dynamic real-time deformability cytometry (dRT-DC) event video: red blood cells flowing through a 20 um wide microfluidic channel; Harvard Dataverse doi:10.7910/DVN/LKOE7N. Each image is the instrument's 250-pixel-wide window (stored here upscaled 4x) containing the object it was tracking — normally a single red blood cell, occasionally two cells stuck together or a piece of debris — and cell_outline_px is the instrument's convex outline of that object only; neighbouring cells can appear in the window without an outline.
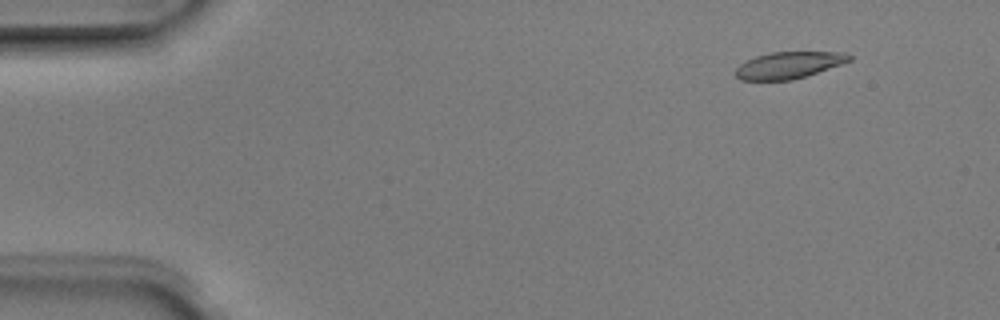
{"species": "Egyptian fruit bat (a non-hibernating species)", "species_latin": "Rousettus aegyptiacus", "temperature_condition": "room temperature", "stored_images_in_passage": 5, "camera_frame_rate_fps": 3000, "um_per_image_px": 0.085, "animal": {"sex": "male"}, "frame": {"image": 1, "passage_image": 2, "time_ms": 0.333, "image_size_px": [1000, 320], "cell_outline_px": [[852, 60], [792, 80], [740, 80], [736, 76], [736, 68], [740, 64], [756, 56], [772, 52], [844, 52], [852, 56]], "centroid_in_image_um": [67.03, 5.53], "position_along_channel_um": 18.0, "area_um2": 17.4}}
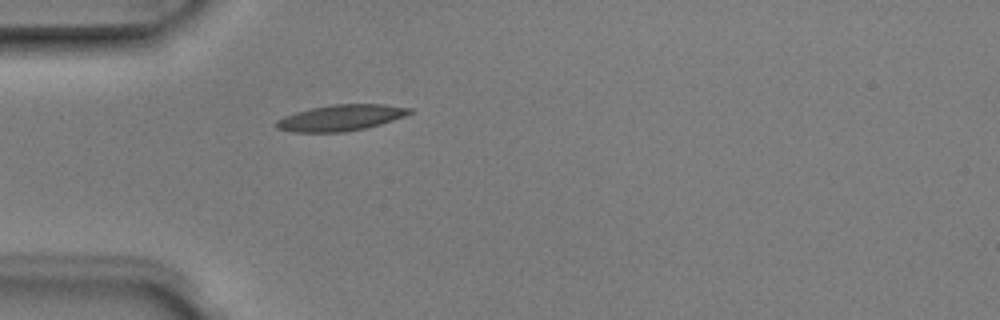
{"frame": {"image": 2, "passage_image": 5, "time_ms": 1.333, "image_size_px": [1000, 320], "cell_outline_px": [[412, 112], [404, 116], [380, 124], [364, 128], [344, 132], [292, 132], [276, 128], [272, 124], [276, 120], [284, 116], [296, 112], [312, 108], [332, 104], [384, 104], [412, 108]], "centroid_in_image_um": [28.92, 10.01], "position_along_channel_um": 56.1, "area_um2": 20.23}}